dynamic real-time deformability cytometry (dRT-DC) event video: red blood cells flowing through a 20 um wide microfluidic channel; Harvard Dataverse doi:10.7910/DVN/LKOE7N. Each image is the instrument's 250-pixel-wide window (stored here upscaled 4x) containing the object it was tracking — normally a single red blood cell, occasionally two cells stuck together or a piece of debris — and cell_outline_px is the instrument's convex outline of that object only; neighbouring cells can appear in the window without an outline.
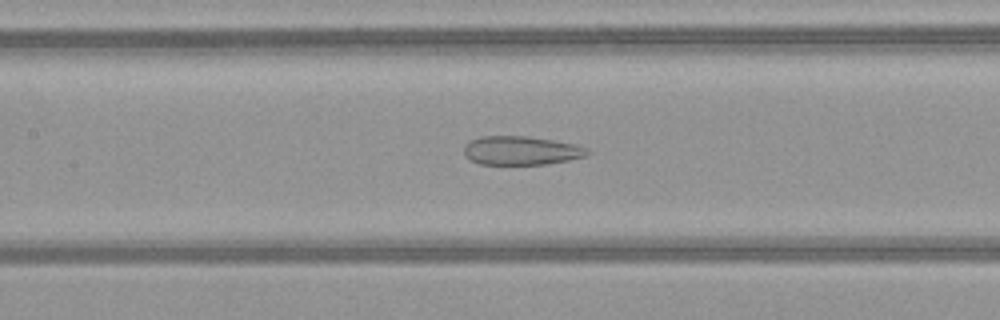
{"species": "common noctule bat (a hibernating species)", "species_latin": "Nyctalus noctula", "temperature_condition": "warm", "stored_images_in_passage": 34, "camera_frame_rate_fps": 3000, "um_per_image_px": 0.085, "animal": {"sex": "female", "body_mass_g": 21.9}, "frame": {"image": 1, "passage_image": 12, "time_ms": 3.667, "image_size_px": [1000, 320], "cell_outline_px": [[592, 152], [584, 156], [568, 160], [544, 164], [480, 164], [464, 156], [464, 148], [472, 140], [480, 136], [528, 136], [576, 144], [588, 148]], "centroid_in_image_um": [44.32, 12.79], "position_along_channel_um": 163.1, "area_um2": 20.58}}
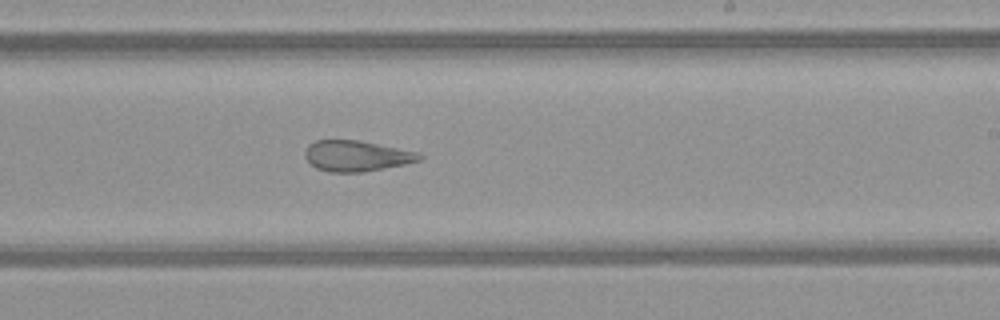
{"frame": {"image": 2, "passage_image": 19, "time_ms": 6.0, "image_size_px": [1000, 320], "cell_outline_px": [[424, 156], [420, 160], [404, 164], [360, 172], [328, 172], [316, 168], [304, 156], [304, 152], [308, 144], [316, 140], [360, 140], [420, 152]], "centroid_in_image_um": [30.3, 13.24], "position_along_channel_um": 258.7, "area_um2": 20.52}}
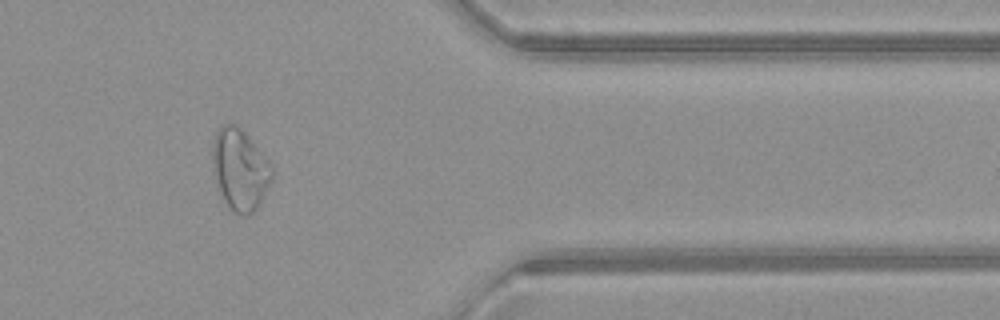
{"frame": {"image": 3, "passage_image": 30, "time_ms": 9.667, "image_size_px": [1000, 320], "cell_outline_px": [[272, 180], [256, 208], [248, 216], [240, 216], [232, 212], [228, 208], [220, 192], [212, 168], [212, 144], [216, 132], [220, 124], [228, 120], [236, 124], [248, 136], [268, 160], [272, 168]], "centroid_in_image_um": [20.36, 14.38], "position_along_channel_um": 391.0, "area_um2": 28.38}, "authors_computed_cell_mechanics": {"area_um2": 22.253, "velocity_mm_per_s": 4.1036, "shape_relaxation_time_tau1_ms": null, "shape_relaxation_time_tau2_ms": 1.7836, "deformation_change_tau1": null, "deformation_change_tau2": 0.1025}}